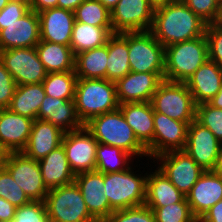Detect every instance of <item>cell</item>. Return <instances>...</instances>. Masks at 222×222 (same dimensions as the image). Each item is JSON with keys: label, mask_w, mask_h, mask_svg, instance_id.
<instances>
[{"label": "cell", "mask_w": 222, "mask_h": 222, "mask_svg": "<svg viewBox=\"0 0 222 222\" xmlns=\"http://www.w3.org/2000/svg\"><path fill=\"white\" fill-rule=\"evenodd\" d=\"M64 133L52 123L35 119L27 146L22 152L27 157L39 161L62 145Z\"/></svg>", "instance_id": "23"}, {"label": "cell", "mask_w": 222, "mask_h": 222, "mask_svg": "<svg viewBox=\"0 0 222 222\" xmlns=\"http://www.w3.org/2000/svg\"><path fill=\"white\" fill-rule=\"evenodd\" d=\"M40 40L70 45L75 15L63 8H48L38 13Z\"/></svg>", "instance_id": "19"}, {"label": "cell", "mask_w": 222, "mask_h": 222, "mask_svg": "<svg viewBox=\"0 0 222 222\" xmlns=\"http://www.w3.org/2000/svg\"><path fill=\"white\" fill-rule=\"evenodd\" d=\"M212 171L219 176H222V144L216 159V163Z\"/></svg>", "instance_id": "50"}, {"label": "cell", "mask_w": 222, "mask_h": 222, "mask_svg": "<svg viewBox=\"0 0 222 222\" xmlns=\"http://www.w3.org/2000/svg\"><path fill=\"white\" fill-rule=\"evenodd\" d=\"M30 9L37 13L48 8L57 7V0H28Z\"/></svg>", "instance_id": "47"}, {"label": "cell", "mask_w": 222, "mask_h": 222, "mask_svg": "<svg viewBox=\"0 0 222 222\" xmlns=\"http://www.w3.org/2000/svg\"><path fill=\"white\" fill-rule=\"evenodd\" d=\"M221 144L213 133L196 119L189 124L184 150L205 171L214 168Z\"/></svg>", "instance_id": "15"}, {"label": "cell", "mask_w": 222, "mask_h": 222, "mask_svg": "<svg viewBox=\"0 0 222 222\" xmlns=\"http://www.w3.org/2000/svg\"><path fill=\"white\" fill-rule=\"evenodd\" d=\"M133 157L122 149L98 143L96 149V171L111 173L125 171L133 161Z\"/></svg>", "instance_id": "33"}, {"label": "cell", "mask_w": 222, "mask_h": 222, "mask_svg": "<svg viewBox=\"0 0 222 222\" xmlns=\"http://www.w3.org/2000/svg\"><path fill=\"white\" fill-rule=\"evenodd\" d=\"M79 120L87 123L91 118L119 108L116 84L107 79L77 78L74 94Z\"/></svg>", "instance_id": "3"}, {"label": "cell", "mask_w": 222, "mask_h": 222, "mask_svg": "<svg viewBox=\"0 0 222 222\" xmlns=\"http://www.w3.org/2000/svg\"><path fill=\"white\" fill-rule=\"evenodd\" d=\"M0 62L17 85L42 83L47 75L35 47L3 50Z\"/></svg>", "instance_id": "11"}, {"label": "cell", "mask_w": 222, "mask_h": 222, "mask_svg": "<svg viewBox=\"0 0 222 222\" xmlns=\"http://www.w3.org/2000/svg\"><path fill=\"white\" fill-rule=\"evenodd\" d=\"M30 10L28 0H10L0 11V24H11Z\"/></svg>", "instance_id": "44"}, {"label": "cell", "mask_w": 222, "mask_h": 222, "mask_svg": "<svg viewBox=\"0 0 222 222\" xmlns=\"http://www.w3.org/2000/svg\"><path fill=\"white\" fill-rule=\"evenodd\" d=\"M2 53H3V48H2V45H1V42H0V57H1Z\"/></svg>", "instance_id": "56"}, {"label": "cell", "mask_w": 222, "mask_h": 222, "mask_svg": "<svg viewBox=\"0 0 222 222\" xmlns=\"http://www.w3.org/2000/svg\"><path fill=\"white\" fill-rule=\"evenodd\" d=\"M112 27H96L75 21L70 47L75 55L107 44L113 35Z\"/></svg>", "instance_id": "30"}, {"label": "cell", "mask_w": 222, "mask_h": 222, "mask_svg": "<svg viewBox=\"0 0 222 222\" xmlns=\"http://www.w3.org/2000/svg\"><path fill=\"white\" fill-rule=\"evenodd\" d=\"M34 120L0 109V145L7 152H22L27 146Z\"/></svg>", "instance_id": "21"}, {"label": "cell", "mask_w": 222, "mask_h": 222, "mask_svg": "<svg viewBox=\"0 0 222 222\" xmlns=\"http://www.w3.org/2000/svg\"><path fill=\"white\" fill-rule=\"evenodd\" d=\"M16 212V207L9 201L0 197V222H12Z\"/></svg>", "instance_id": "45"}, {"label": "cell", "mask_w": 222, "mask_h": 222, "mask_svg": "<svg viewBox=\"0 0 222 222\" xmlns=\"http://www.w3.org/2000/svg\"><path fill=\"white\" fill-rule=\"evenodd\" d=\"M97 1H99L110 12L119 2V0H97Z\"/></svg>", "instance_id": "51"}, {"label": "cell", "mask_w": 222, "mask_h": 222, "mask_svg": "<svg viewBox=\"0 0 222 222\" xmlns=\"http://www.w3.org/2000/svg\"><path fill=\"white\" fill-rule=\"evenodd\" d=\"M62 146L75 175L96 170L98 142L85 126L76 131L65 132Z\"/></svg>", "instance_id": "13"}, {"label": "cell", "mask_w": 222, "mask_h": 222, "mask_svg": "<svg viewBox=\"0 0 222 222\" xmlns=\"http://www.w3.org/2000/svg\"><path fill=\"white\" fill-rule=\"evenodd\" d=\"M35 48L47 73L74 71L75 56L70 45L40 40Z\"/></svg>", "instance_id": "29"}, {"label": "cell", "mask_w": 222, "mask_h": 222, "mask_svg": "<svg viewBox=\"0 0 222 222\" xmlns=\"http://www.w3.org/2000/svg\"><path fill=\"white\" fill-rule=\"evenodd\" d=\"M153 158L159 154L184 150L189 124L154 112Z\"/></svg>", "instance_id": "18"}, {"label": "cell", "mask_w": 222, "mask_h": 222, "mask_svg": "<svg viewBox=\"0 0 222 222\" xmlns=\"http://www.w3.org/2000/svg\"><path fill=\"white\" fill-rule=\"evenodd\" d=\"M4 168L31 201L45 200L49 190L43 182L38 161L27 157L23 152H10L5 157Z\"/></svg>", "instance_id": "10"}, {"label": "cell", "mask_w": 222, "mask_h": 222, "mask_svg": "<svg viewBox=\"0 0 222 222\" xmlns=\"http://www.w3.org/2000/svg\"><path fill=\"white\" fill-rule=\"evenodd\" d=\"M185 83L196 105L208 102L221 88L222 69L208 59Z\"/></svg>", "instance_id": "24"}, {"label": "cell", "mask_w": 222, "mask_h": 222, "mask_svg": "<svg viewBox=\"0 0 222 222\" xmlns=\"http://www.w3.org/2000/svg\"><path fill=\"white\" fill-rule=\"evenodd\" d=\"M163 80L164 72L130 71L115 82L119 104L151 102L152 96Z\"/></svg>", "instance_id": "14"}, {"label": "cell", "mask_w": 222, "mask_h": 222, "mask_svg": "<svg viewBox=\"0 0 222 222\" xmlns=\"http://www.w3.org/2000/svg\"><path fill=\"white\" fill-rule=\"evenodd\" d=\"M128 54L132 72H164L165 47L150 30L128 32Z\"/></svg>", "instance_id": "8"}, {"label": "cell", "mask_w": 222, "mask_h": 222, "mask_svg": "<svg viewBox=\"0 0 222 222\" xmlns=\"http://www.w3.org/2000/svg\"><path fill=\"white\" fill-rule=\"evenodd\" d=\"M200 219L203 222H222V199L212 206Z\"/></svg>", "instance_id": "46"}, {"label": "cell", "mask_w": 222, "mask_h": 222, "mask_svg": "<svg viewBox=\"0 0 222 222\" xmlns=\"http://www.w3.org/2000/svg\"><path fill=\"white\" fill-rule=\"evenodd\" d=\"M85 0H57V7L75 11V9Z\"/></svg>", "instance_id": "48"}, {"label": "cell", "mask_w": 222, "mask_h": 222, "mask_svg": "<svg viewBox=\"0 0 222 222\" xmlns=\"http://www.w3.org/2000/svg\"><path fill=\"white\" fill-rule=\"evenodd\" d=\"M0 197L9 201L16 208L31 202L4 167L0 169Z\"/></svg>", "instance_id": "37"}, {"label": "cell", "mask_w": 222, "mask_h": 222, "mask_svg": "<svg viewBox=\"0 0 222 222\" xmlns=\"http://www.w3.org/2000/svg\"><path fill=\"white\" fill-rule=\"evenodd\" d=\"M207 23L183 1H167L155 6L153 36L164 46L204 36Z\"/></svg>", "instance_id": "1"}, {"label": "cell", "mask_w": 222, "mask_h": 222, "mask_svg": "<svg viewBox=\"0 0 222 222\" xmlns=\"http://www.w3.org/2000/svg\"><path fill=\"white\" fill-rule=\"evenodd\" d=\"M155 216L156 222H195L187 198L182 202L173 203L164 207H149Z\"/></svg>", "instance_id": "36"}, {"label": "cell", "mask_w": 222, "mask_h": 222, "mask_svg": "<svg viewBox=\"0 0 222 222\" xmlns=\"http://www.w3.org/2000/svg\"><path fill=\"white\" fill-rule=\"evenodd\" d=\"M126 122L131 126L138 141L146 148L148 159L153 158L154 110L150 102L120 104Z\"/></svg>", "instance_id": "20"}, {"label": "cell", "mask_w": 222, "mask_h": 222, "mask_svg": "<svg viewBox=\"0 0 222 222\" xmlns=\"http://www.w3.org/2000/svg\"><path fill=\"white\" fill-rule=\"evenodd\" d=\"M6 155H7V152L0 145V169L4 167V161H5Z\"/></svg>", "instance_id": "53"}, {"label": "cell", "mask_w": 222, "mask_h": 222, "mask_svg": "<svg viewBox=\"0 0 222 222\" xmlns=\"http://www.w3.org/2000/svg\"><path fill=\"white\" fill-rule=\"evenodd\" d=\"M154 10L150 0H119L110 12L113 33L150 30Z\"/></svg>", "instance_id": "12"}, {"label": "cell", "mask_w": 222, "mask_h": 222, "mask_svg": "<svg viewBox=\"0 0 222 222\" xmlns=\"http://www.w3.org/2000/svg\"><path fill=\"white\" fill-rule=\"evenodd\" d=\"M155 6L164 4L166 0H150Z\"/></svg>", "instance_id": "55"}, {"label": "cell", "mask_w": 222, "mask_h": 222, "mask_svg": "<svg viewBox=\"0 0 222 222\" xmlns=\"http://www.w3.org/2000/svg\"><path fill=\"white\" fill-rule=\"evenodd\" d=\"M195 222H203L201 219H196Z\"/></svg>", "instance_id": "57"}, {"label": "cell", "mask_w": 222, "mask_h": 222, "mask_svg": "<svg viewBox=\"0 0 222 222\" xmlns=\"http://www.w3.org/2000/svg\"><path fill=\"white\" fill-rule=\"evenodd\" d=\"M107 58V45L75 55L74 71L77 78L106 79Z\"/></svg>", "instance_id": "32"}, {"label": "cell", "mask_w": 222, "mask_h": 222, "mask_svg": "<svg viewBox=\"0 0 222 222\" xmlns=\"http://www.w3.org/2000/svg\"><path fill=\"white\" fill-rule=\"evenodd\" d=\"M84 126L98 143L118 147L133 158L138 156L148 158L146 148L136 138L120 108L95 116Z\"/></svg>", "instance_id": "2"}, {"label": "cell", "mask_w": 222, "mask_h": 222, "mask_svg": "<svg viewBox=\"0 0 222 222\" xmlns=\"http://www.w3.org/2000/svg\"><path fill=\"white\" fill-rule=\"evenodd\" d=\"M10 0H0V11L9 3Z\"/></svg>", "instance_id": "54"}, {"label": "cell", "mask_w": 222, "mask_h": 222, "mask_svg": "<svg viewBox=\"0 0 222 222\" xmlns=\"http://www.w3.org/2000/svg\"><path fill=\"white\" fill-rule=\"evenodd\" d=\"M155 161L159 164L156 168L163 172L185 196L205 171L185 150H172L159 154L153 158L154 163Z\"/></svg>", "instance_id": "9"}, {"label": "cell", "mask_w": 222, "mask_h": 222, "mask_svg": "<svg viewBox=\"0 0 222 222\" xmlns=\"http://www.w3.org/2000/svg\"><path fill=\"white\" fill-rule=\"evenodd\" d=\"M185 198L186 196L158 168L154 172H147L145 199L147 207H164L182 202Z\"/></svg>", "instance_id": "27"}, {"label": "cell", "mask_w": 222, "mask_h": 222, "mask_svg": "<svg viewBox=\"0 0 222 222\" xmlns=\"http://www.w3.org/2000/svg\"><path fill=\"white\" fill-rule=\"evenodd\" d=\"M37 119L52 123L64 132L76 131L84 125L79 120L74 100H64L45 96Z\"/></svg>", "instance_id": "25"}, {"label": "cell", "mask_w": 222, "mask_h": 222, "mask_svg": "<svg viewBox=\"0 0 222 222\" xmlns=\"http://www.w3.org/2000/svg\"><path fill=\"white\" fill-rule=\"evenodd\" d=\"M75 21L96 27H112L111 13L97 0H85L74 11Z\"/></svg>", "instance_id": "35"}, {"label": "cell", "mask_w": 222, "mask_h": 222, "mask_svg": "<svg viewBox=\"0 0 222 222\" xmlns=\"http://www.w3.org/2000/svg\"><path fill=\"white\" fill-rule=\"evenodd\" d=\"M49 222H98L75 182L50 189L44 200Z\"/></svg>", "instance_id": "6"}, {"label": "cell", "mask_w": 222, "mask_h": 222, "mask_svg": "<svg viewBox=\"0 0 222 222\" xmlns=\"http://www.w3.org/2000/svg\"><path fill=\"white\" fill-rule=\"evenodd\" d=\"M42 178L48 190L72 184L75 174L67 160L64 147L61 145L38 161Z\"/></svg>", "instance_id": "26"}, {"label": "cell", "mask_w": 222, "mask_h": 222, "mask_svg": "<svg viewBox=\"0 0 222 222\" xmlns=\"http://www.w3.org/2000/svg\"><path fill=\"white\" fill-rule=\"evenodd\" d=\"M205 36L208 43V59L222 69V28L207 24Z\"/></svg>", "instance_id": "42"}, {"label": "cell", "mask_w": 222, "mask_h": 222, "mask_svg": "<svg viewBox=\"0 0 222 222\" xmlns=\"http://www.w3.org/2000/svg\"><path fill=\"white\" fill-rule=\"evenodd\" d=\"M186 198L193 216L200 219L222 199V176L212 170L204 171Z\"/></svg>", "instance_id": "22"}, {"label": "cell", "mask_w": 222, "mask_h": 222, "mask_svg": "<svg viewBox=\"0 0 222 222\" xmlns=\"http://www.w3.org/2000/svg\"><path fill=\"white\" fill-rule=\"evenodd\" d=\"M45 96L42 83L17 85L9 109L14 113L35 120Z\"/></svg>", "instance_id": "31"}, {"label": "cell", "mask_w": 222, "mask_h": 222, "mask_svg": "<svg viewBox=\"0 0 222 222\" xmlns=\"http://www.w3.org/2000/svg\"><path fill=\"white\" fill-rule=\"evenodd\" d=\"M74 182L79 187L90 214L104 222L113 212L105 195L104 173L88 171L76 174Z\"/></svg>", "instance_id": "17"}, {"label": "cell", "mask_w": 222, "mask_h": 222, "mask_svg": "<svg viewBox=\"0 0 222 222\" xmlns=\"http://www.w3.org/2000/svg\"><path fill=\"white\" fill-rule=\"evenodd\" d=\"M208 103L215 108L222 109V85L218 93Z\"/></svg>", "instance_id": "49"}, {"label": "cell", "mask_w": 222, "mask_h": 222, "mask_svg": "<svg viewBox=\"0 0 222 222\" xmlns=\"http://www.w3.org/2000/svg\"><path fill=\"white\" fill-rule=\"evenodd\" d=\"M0 42L3 50L35 47L40 42L38 13L30 9L11 24H0Z\"/></svg>", "instance_id": "16"}, {"label": "cell", "mask_w": 222, "mask_h": 222, "mask_svg": "<svg viewBox=\"0 0 222 222\" xmlns=\"http://www.w3.org/2000/svg\"><path fill=\"white\" fill-rule=\"evenodd\" d=\"M77 76L75 71L50 72L42 81L45 93L52 98L74 100Z\"/></svg>", "instance_id": "34"}, {"label": "cell", "mask_w": 222, "mask_h": 222, "mask_svg": "<svg viewBox=\"0 0 222 222\" xmlns=\"http://www.w3.org/2000/svg\"><path fill=\"white\" fill-rule=\"evenodd\" d=\"M12 222H49L44 201H31L17 207Z\"/></svg>", "instance_id": "40"}, {"label": "cell", "mask_w": 222, "mask_h": 222, "mask_svg": "<svg viewBox=\"0 0 222 222\" xmlns=\"http://www.w3.org/2000/svg\"><path fill=\"white\" fill-rule=\"evenodd\" d=\"M167 1H182V0H166V2H167Z\"/></svg>", "instance_id": "58"}, {"label": "cell", "mask_w": 222, "mask_h": 222, "mask_svg": "<svg viewBox=\"0 0 222 222\" xmlns=\"http://www.w3.org/2000/svg\"><path fill=\"white\" fill-rule=\"evenodd\" d=\"M154 112L190 124L196 119V104L186 83L163 80L151 99Z\"/></svg>", "instance_id": "7"}, {"label": "cell", "mask_w": 222, "mask_h": 222, "mask_svg": "<svg viewBox=\"0 0 222 222\" xmlns=\"http://www.w3.org/2000/svg\"><path fill=\"white\" fill-rule=\"evenodd\" d=\"M133 169L104 173L105 195L112 211L145 204L147 172L143 176Z\"/></svg>", "instance_id": "5"}, {"label": "cell", "mask_w": 222, "mask_h": 222, "mask_svg": "<svg viewBox=\"0 0 222 222\" xmlns=\"http://www.w3.org/2000/svg\"><path fill=\"white\" fill-rule=\"evenodd\" d=\"M196 120L208 128L222 143V109L211 106L208 102L196 105Z\"/></svg>", "instance_id": "38"}, {"label": "cell", "mask_w": 222, "mask_h": 222, "mask_svg": "<svg viewBox=\"0 0 222 222\" xmlns=\"http://www.w3.org/2000/svg\"><path fill=\"white\" fill-rule=\"evenodd\" d=\"M213 24L222 28V0H220L218 15H217V18Z\"/></svg>", "instance_id": "52"}, {"label": "cell", "mask_w": 222, "mask_h": 222, "mask_svg": "<svg viewBox=\"0 0 222 222\" xmlns=\"http://www.w3.org/2000/svg\"><path fill=\"white\" fill-rule=\"evenodd\" d=\"M208 60L206 36L165 47L164 80L185 83Z\"/></svg>", "instance_id": "4"}, {"label": "cell", "mask_w": 222, "mask_h": 222, "mask_svg": "<svg viewBox=\"0 0 222 222\" xmlns=\"http://www.w3.org/2000/svg\"><path fill=\"white\" fill-rule=\"evenodd\" d=\"M106 45L108 46L106 79L116 82L131 71L128 54V32L114 33Z\"/></svg>", "instance_id": "28"}, {"label": "cell", "mask_w": 222, "mask_h": 222, "mask_svg": "<svg viewBox=\"0 0 222 222\" xmlns=\"http://www.w3.org/2000/svg\"><path fill=\"white\" fill-rule=\"evenodd\" d=\"M104 222H156L153 211L145 204L116 210Z\"/></svg>", "instance_id": "39"}, {"label": "cell", "mask_w": 222, "mask_h": 222, "mask_svg": "<svg viewBox=\"0 0 222 222\" xmlns=\"http://www.w3.org/2000/svg\"><path fill=\"white\" fill-rule=\"evenodd\" d=\"M16 87L14 78L0 62V109L9 108Z\"/></svg>", "instance_id": "43"}, {"label": "cell", "mask_w": 222, "mask_h": 222, "mask_svg": "<svg viewBox=\"0 0 222 222\" xmlns=\"http://www.w3.org/2000/svg\"><path fill=\"white\" fill-rule=\"evenodd\" d=\"M197 16L207 24L217 18L220 0H182Z\"/></svg>", "instance_id": "41"}]
</instances>
